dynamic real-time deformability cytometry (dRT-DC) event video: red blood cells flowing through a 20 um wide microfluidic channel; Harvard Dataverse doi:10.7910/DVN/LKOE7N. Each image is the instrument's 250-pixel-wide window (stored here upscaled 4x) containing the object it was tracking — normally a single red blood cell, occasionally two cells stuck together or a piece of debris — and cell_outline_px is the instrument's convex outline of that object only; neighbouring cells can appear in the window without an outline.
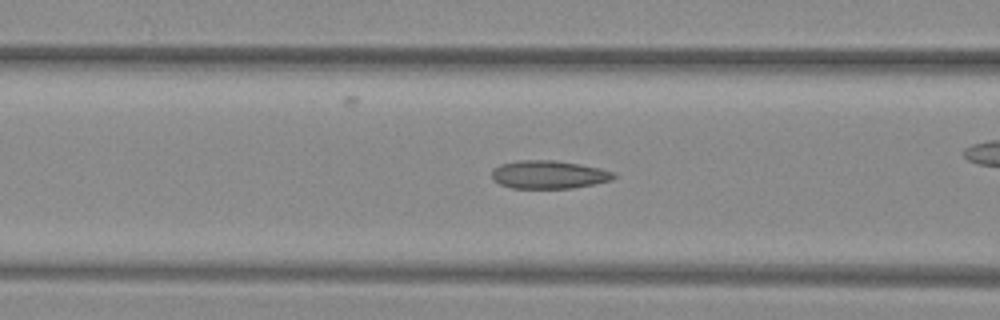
{"species": "common noctule bat (a hibernating species)", "species_latin": "Nyctalus noctula", "temperature_condition": "warm", "stored_images_in_passage": 53, "camera_frame_rate_fps": 3000, "um_per_image_px": 0.085, "animal": {"sex": "female", "body_mass_g": 29.2, "forearm_length_mm": 56.3}, "frame": {"image": 1, "passage_image": 22, "time_ms": 7.0, "image_size_px": [1000, 320], "cell_outline_px": [[616, 176], [612, 180], [572, 188], [512, 188], [500, 184], [492, 180], [492, 168], [500, 164], [516, 160], [556, 160], [580, 164], [600, 168], [616, 172]], "centroid_in_image_um": [46.63, 14.83], "position_along_channel_um": 120.0, "area_um2": 20.17}}
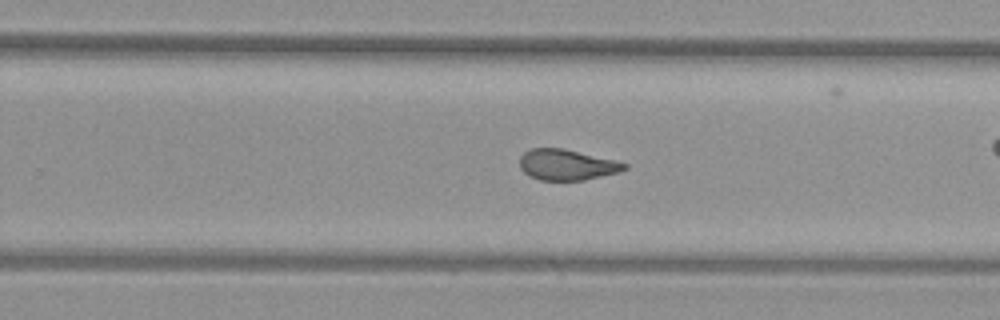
{"frame": {"image": 2, "passage_image": 34, "time_ms": 11.0, "image_size_px": [1000, 320], "cell_outline_px": [[628, 168], [620, 172], [584, 180], [540, 180], [528, 176], [520, 168], [520, 156], [524, 152], [532, 148], [564, 148], [616, 160], [628, 164]], "centroid_in_image_um": [48.19, 14.0], "position_along_channel_um": 281.6, "area_um2": 18.96}}
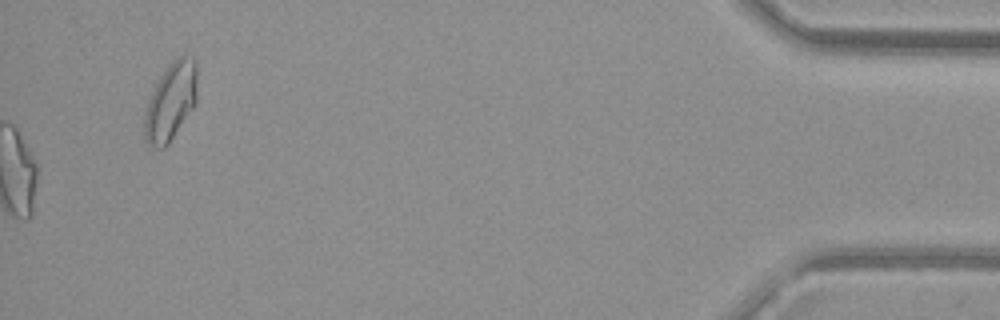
{"frame": {"image": 3, "passage_image": 53, "time_ms": 17.333, "image_size_px": [1000, 320], "cell_outline_px": [[196, 104], [168, 144], [164, 148], [156, 148], [148, 144], [144, 140], [144, 116], [148, 100], [160, 76], [172, 60], [180, 56], [192, 56], [196, 60]], "centroid_in_image_um": [14.51, 8.64], "position_along_channel_um": 420.7, "area_um2": 23.87}, "authors_computed_cell_mechanics": {"area_um2": 20.3456, "velocity_mm_per_s": 4.0552, "shape_relaxation_time_tau1_ms": null, "shape_relaxation_time_tau2_ms": 0.785, "deformation_change_tau1": null, "deformation_change_tau2": 0.0754}}